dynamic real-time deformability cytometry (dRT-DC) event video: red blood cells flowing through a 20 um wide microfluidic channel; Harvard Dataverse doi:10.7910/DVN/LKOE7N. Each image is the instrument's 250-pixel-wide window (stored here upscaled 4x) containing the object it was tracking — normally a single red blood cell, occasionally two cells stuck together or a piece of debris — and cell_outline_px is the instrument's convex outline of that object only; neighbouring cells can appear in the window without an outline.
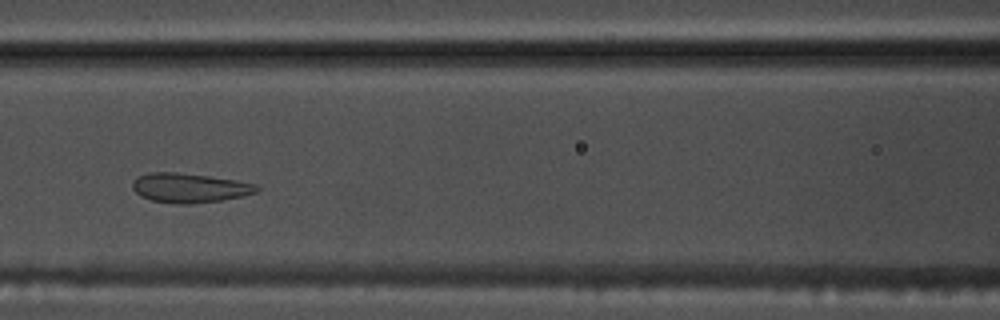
{"species": "common noctule bat (a hibernating species)", "species_latin": "Nyctalus noctula", "temperature_condition": "warm", "stored_images_in_passage": 48, "camera_frame_rate_fps": 3000, "um_per_image_px": 0.085, "animal": {"sex": "male", "body_mass_g": 17.5, "forearm_length_mm": 52.3}, "frame": {"image": 1, "passage_image": 18, "time_ms": 5.667, "image_size_px": [1000, 320], "cell_outline_px": [[260, 188], [256, 192], [224, 200], [192, 204], [172, 204], [152, 200], [140, 196], [132, 188], [132, 180], [136, 176], [148, 172], [176, 172], [208, 176], [236, 180], [256, 184]], "centroid_in_image_um": [16.06, 15.97], "position_along_channel_um": 150.5, "area_um2": 21.5}}
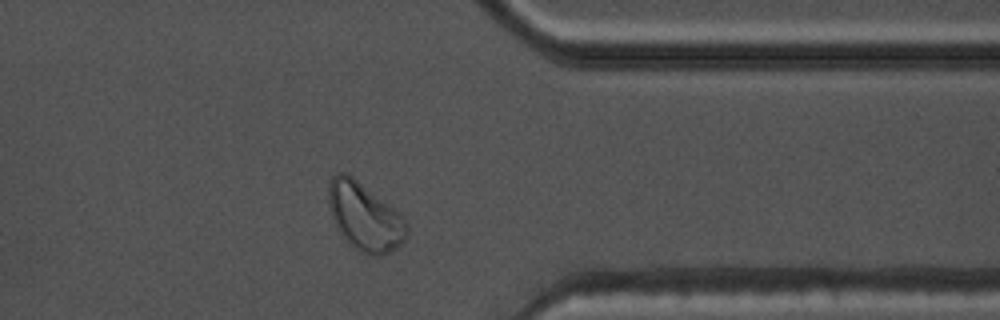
{"frame": {"image": 2, "passage_image": 37, "time_ms": 12.0, "image_size_px": [1000, 320], "cell_outline_px": [[408, 236], [400, 244], [388, 252], [380, 256], [372, 256], [360, 252], [352, 248], [340, 232], [332, 216], [328, 204], [328, 180], [332, 176], [340, 172], [348, 172], [392, 208], [408, 224]], "centroid_in_image_um": [30.96, 18.42], "position_along_channel_um": 380.4, "area_um2": 30.63}}
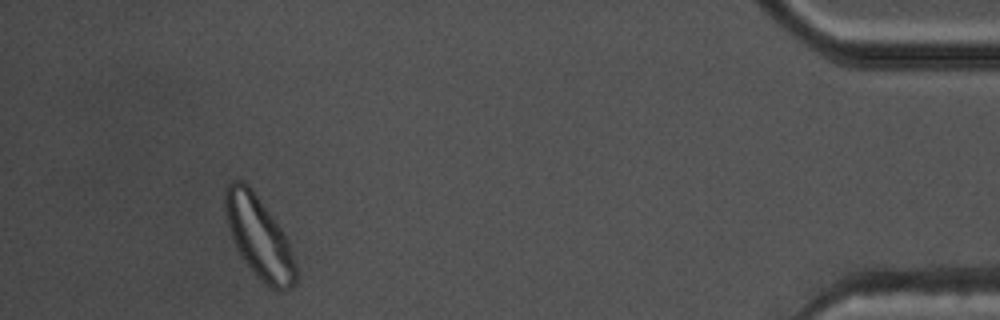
{"frame": {"image": 3, "passage_image": 44, "time_ms": 14.333, "image_size_px": [1000, 320], "cell_outline_px": [[296, 280], [292, 288], [284, 292], [276, 292], [256, 276], [252, 272], [240, 256], [232, 236], [224, 212], [224, 188], [232, 180], [244, 180], [252, 188], [276, 220], [288, 244], [296, 264]], "centroid_in_image_um": [22.0, 20.16], "position_along_channel_um": 413.2, "area_um2": 33.81}, "authors_computed_cell_mechanics": {"area_um2": 24.8829, "velocity_mm_per_s": 3.76, "shape_relaxation_time_tau1_ms": 6.932, "shape_relaxation_time_tau2_ms": null, "deformation_change_tau1": 0.1475, "deformation_change_tau2": null}}